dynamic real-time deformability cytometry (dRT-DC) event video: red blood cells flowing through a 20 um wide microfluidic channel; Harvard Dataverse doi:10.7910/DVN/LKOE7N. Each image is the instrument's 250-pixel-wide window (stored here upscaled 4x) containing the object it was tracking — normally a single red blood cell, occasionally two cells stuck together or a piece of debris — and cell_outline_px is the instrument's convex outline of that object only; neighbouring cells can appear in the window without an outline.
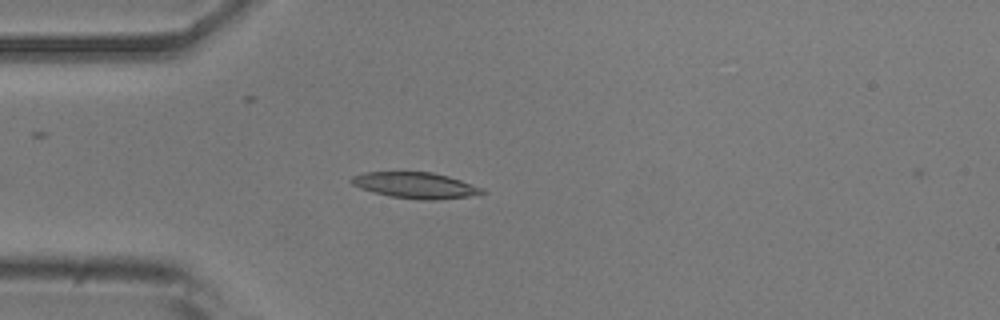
{"species": "common noctule bat (a hibernating species)", "species_latin": "Nyctalus noctula", "temperature_condition": "room temperature", "stored_images_in_passage": 3, "camera_frame_rate_fps": 3000, "um_per_image_px": 0.085, "animal": {"sex": "male", "body_mass_g": 20.5, "forearm_length_mm": 52.5}, "frame": {"image": 1, "passage_image": 2, "time_ms": 0.333, "image_size_px": [1000, 320], "cell_outline_px": [[488, 192], [468, 196], [436, 200], [420, 200], [388, 196], [372, 192], [360, 188], [352, 184], [348, 180], [352, 176], [364, 172], [432, 172], [448, 176], [484, 188]], "centroid_in_image_um": [35.29, 15.75], "position_along_channel_um": 49.7, "area_um2": 19.94}}